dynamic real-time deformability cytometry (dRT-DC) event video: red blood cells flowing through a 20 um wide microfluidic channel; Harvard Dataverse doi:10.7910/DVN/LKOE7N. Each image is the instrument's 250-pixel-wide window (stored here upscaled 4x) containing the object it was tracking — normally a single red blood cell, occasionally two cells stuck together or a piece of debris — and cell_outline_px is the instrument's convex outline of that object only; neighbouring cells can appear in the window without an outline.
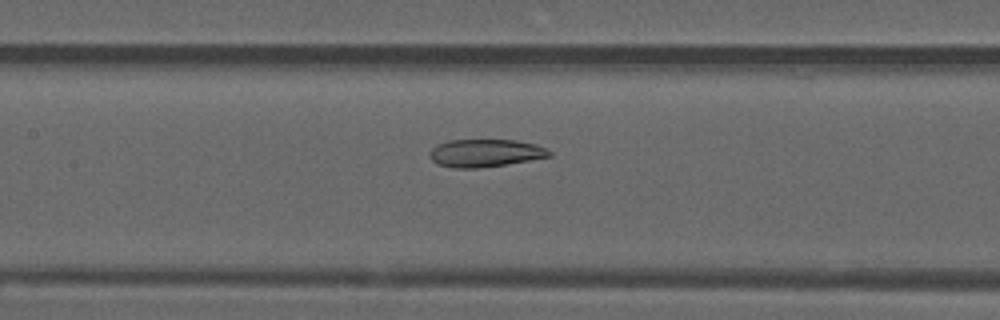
{"species": "common noctule bat (a hibernating species)", "species_latin": "Nyctalus noctula", "temperature_condition": "warm", "stored_images_in_passage": 53, "camera_frame_rate_fps": 3000, "um_per_image_px": 0.085, "animal": {"sex": "male", "forearm_length_mm": 52.5}, "frame": {"image": 1, "passage_image": 25, "time_ms": 8.0, "image_size_px": [1000, 320], "cell_outline_px": [[552, 156], [504, 164], [476, 168], [452, 168], [436, 164], [432, 160], [432, 148], [436, 144], [448, 140], [516, 140], [536, 144], [552, 152]], "centroid_in_image_um": [41.24, 13.0], "position_along_channel_um": 166.2, "area_um2": 19.13}}
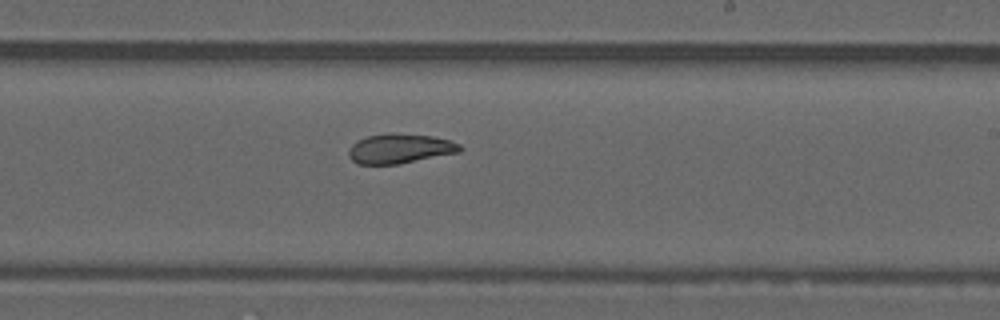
{"frame": {"image": 2, "passage_image": 32, "time_ms": 10.333, "image_size_px": [1000, 320], "cell_outline_px": [[464, 148], [460, 152], [396, 164], [356, 164], [348, 156], [348, 152], [352, 144], [356, 140], [368, 136], [392, 132], [432, 136], [448, 140], [460, 144]], "centroid_in_image_um": [33.97, 12.62], "position_along_channel_um": 255.0, "area_um2": 19.25}}
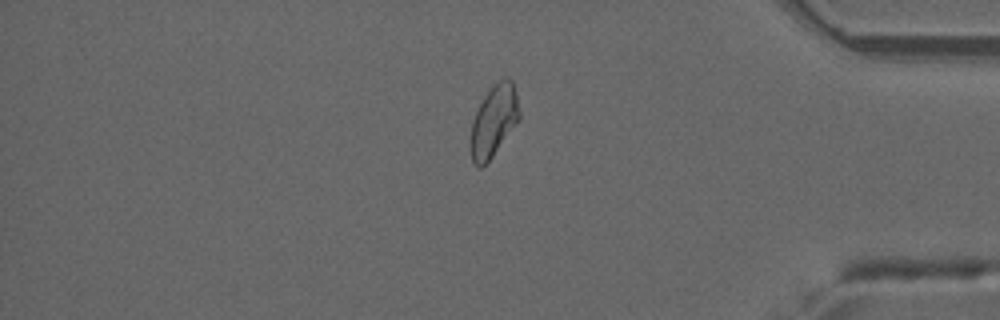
{"frame": {"image": 3, "passage_image": 45, "time_ms": 14.667, "image_size_px": [1000, 320], "cell_outline_px": [[520, 116], [492, 156], [480, 168], [476, 168], [472, 160], [468, 148], [472, 120], [484, 96], [492, 84], [500, 80], [512, 80], [520, 112]], "centroid_in_image_um": [41.9, 10.31], "position_along_channel_um": 393.3, "area_um2": 19.94}, "authors_computed_cell_mechanics": {"area_um2": 21.386, "velocity_mm_per_s": 3.8339, "shape_relaxation_time_tau1_ms": null, "shape_relaxation_time_tau2_ms": 2.6129, "deformation_change_tau1": null, "deformation_change_tau2": 0.0922}}